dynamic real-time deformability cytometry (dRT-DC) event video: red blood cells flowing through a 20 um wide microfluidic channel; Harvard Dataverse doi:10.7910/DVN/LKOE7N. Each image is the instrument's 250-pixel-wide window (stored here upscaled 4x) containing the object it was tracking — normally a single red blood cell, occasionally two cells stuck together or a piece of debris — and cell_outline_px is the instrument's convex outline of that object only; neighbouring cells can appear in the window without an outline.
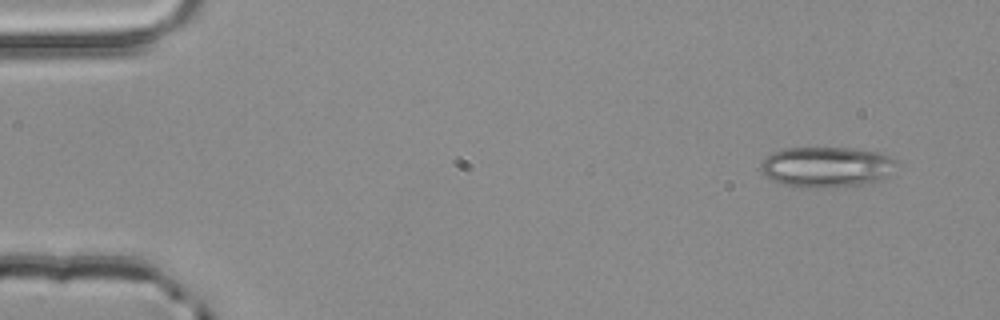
{"species": "common noctule bat (a hibernating species)", "species_latin": "Nyctalus noctula", "temperature_condition": "room temperature", "stored_images_in_passage": 3, "camera_frame_rate_fps": 3000, "um_per_image_px": 0.085, "animal": {"sex": "male", "body_mass_g": 20.4}, "frame": {"image": 1, "passage_image": 1, "time_ms": 0.0, "image_size_px": [1000, 320], "cell_outline_px": [[896, 164], [880, 180], [860, 184], [824, 188], [800, 188], [784, 184], [772, 180], [760, 168], [760, 164], [772, 152], [784, 148], [848, 148], [880, 152], [896, 160]], "centroid_in_image_um": [70.21, 14.19], "position_along_channel_um": 14.8, "area_um2": 31.67}}